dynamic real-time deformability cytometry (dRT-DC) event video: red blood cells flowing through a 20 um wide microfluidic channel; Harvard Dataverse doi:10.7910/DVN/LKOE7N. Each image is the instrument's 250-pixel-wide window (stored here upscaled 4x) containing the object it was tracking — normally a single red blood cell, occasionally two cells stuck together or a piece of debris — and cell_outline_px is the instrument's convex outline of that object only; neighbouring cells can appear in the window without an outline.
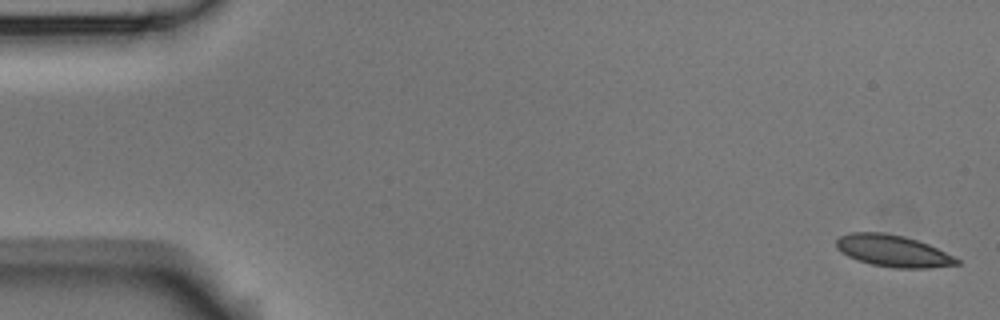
{"species": "Egyptian fruit bat (a non-hibernating species)", "species_latin": "Rousettus aegyptiacus", "temperature_condition": "room temperature", "stored_images_in_passage": 17, "camera_frame_rate_fps": 3000, "um_per_image_px": 0.085, "animal": {"sex": "male"}, "frame": {"image": 1, "passage_image": 1, "time_ms": 0.0, "image_size_px": [1000, 320], "cell_outline_px": [[960, 264], [928, 268], [892, 268], [872, 264], [856, 260], [840, 252], [836, 248], [836, 240], [840, 236], [852, 232], [884, 232], [904, 236], [928, 244], [960, 260]], "centroid_in_image_um": [75.86, 21.33], "position_along_channel_um": 9.1, "area_um2": 22.25}}
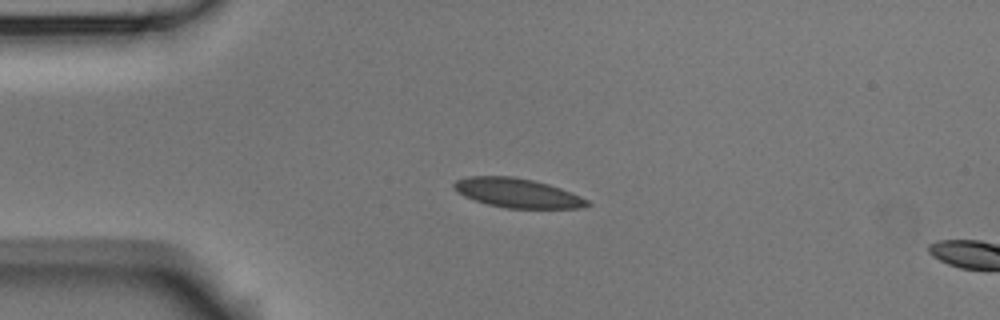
{"frame": {"image": 2, "passage_image": 13, "time_ms": 4.0, "image_size_px": [1000, 320], "cell_outline_px": [[592, 204], [584, 208], [504, 208], [488, 204], [464, 196], [456, 192], [452, 188], [452, 184], [456, 180], [468, 176], [512, 176], [532, 180], [548, 184], [560, 188], [580, 196], [588, 200]], "centroid_in_image_um": [43.95, 16.4], "position_along_channel_um": 41.0, "area_um2": 22.77}}